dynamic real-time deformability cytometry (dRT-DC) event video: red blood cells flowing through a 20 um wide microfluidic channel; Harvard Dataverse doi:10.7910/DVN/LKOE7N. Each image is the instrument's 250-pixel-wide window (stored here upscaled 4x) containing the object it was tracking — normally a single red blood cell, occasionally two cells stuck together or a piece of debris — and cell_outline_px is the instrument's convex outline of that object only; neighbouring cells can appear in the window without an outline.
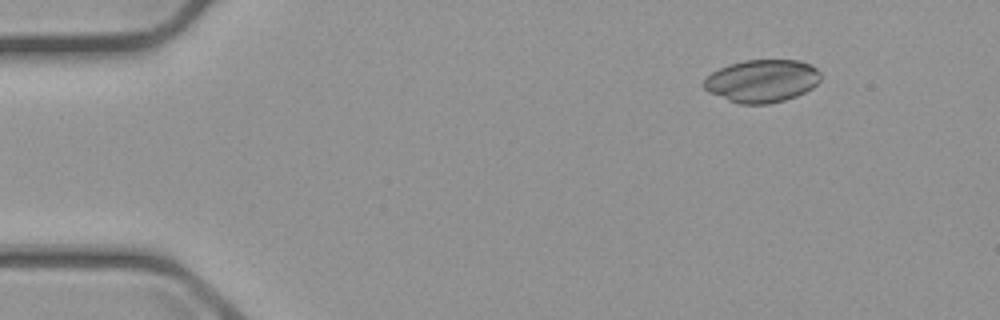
{"species": "common noctule bat (a hibernating species)", "species_latin": "Nyctalus noctula", "temperature_condition": "cold", "stored_images_in_passage": 3, "camera_frame_rate_fps": 3000, "um_per_image_px": 0.085, "animal": {"sex": "male", "body_mass_g": 23.1, "forearm_length_mm": 52.7}, "frame": {"image": 1, "passage_image": 1, "time_ms": 0.0, "image_size_px": [1000, 320], "cell_outline_px": [[820, 80], [812, 88], [796, 96], [784, 100], [768, 104], [740, 104], [728, 100], [708, 92], [704, 88], [704, 80], [712, 72], [728, 64], [744, 60], [800, 60], [816, 68], [820, 72]], "centroid_in_image_um": [64.76, 6.87], "position_along_channel_um": 20.2, "area_um2": 29.02}}